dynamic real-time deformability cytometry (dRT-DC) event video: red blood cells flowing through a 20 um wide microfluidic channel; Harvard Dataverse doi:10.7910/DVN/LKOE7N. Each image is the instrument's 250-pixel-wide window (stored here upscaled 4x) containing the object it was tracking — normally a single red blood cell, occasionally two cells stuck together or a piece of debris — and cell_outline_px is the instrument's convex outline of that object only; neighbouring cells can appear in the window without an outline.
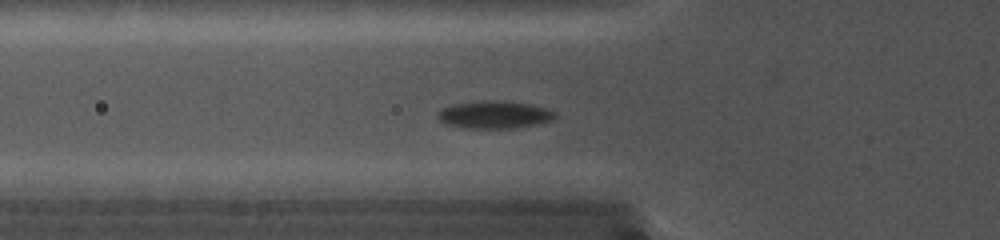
{"species": "common noctule bat (a hibernating species)", "species_latin": "Nyctalus noctula", "temperature_condition": "cold", "stored_images_in_passage": 43, "camera_frame_rate_fps": 5000, "um_per_image_px": 0.085, "animal": {"sex": "female", "body_mass_g": 19.0, "forearm_length_mm": 56.7}, "frame": {"image": 1, "passage_image": 8, "time_ms": 1.4, "image_size_px": [1000, 240], "cell_outline_px": [[556, 116], [552, 120], [536, 124], [512, 128], [464, 128], [444, 124], [436, 116], [436, 112], [440, 108], [452, 104], [484, 100], [500, 100], [528, 104], [544, 108], [556, 112]], "centroid_in_image_um": [41.94, 9.74], "position_along_channel_um": 83.9, "area_um2": 18.96}}
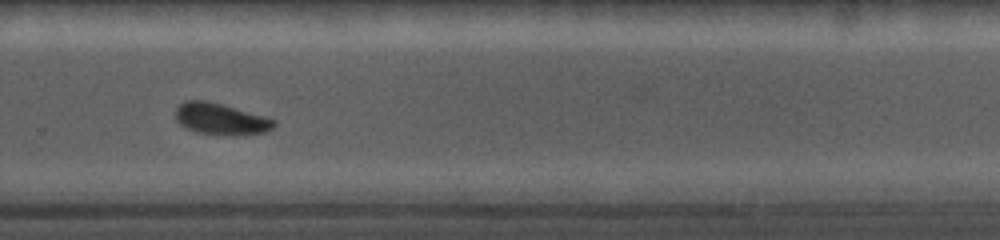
{"frame": {"image": 2, "passage_image": 26, "time_ms": 5.0, "image_size_px": [1000, 240], "cell_outline_px": [[276, 124], [268, 132], [232, 136], [196, 132], [184, 128], [176, 120], [176, 108], [184, 100], [208, 100], [264, 116], [276, 120]], "centroid_in_image_um": [18.76, 10.12], "position_along_channel_um": 311.0, "area_um2": 18.26}}
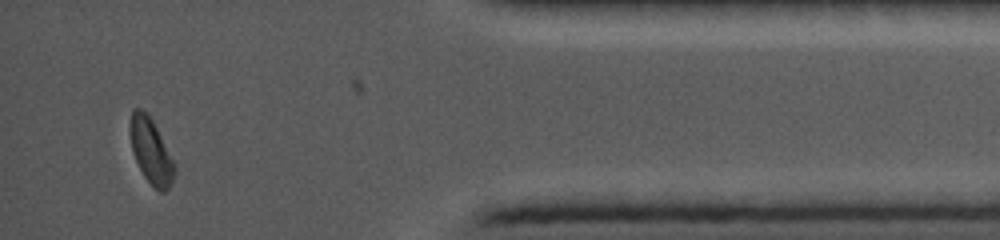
{"frame": {"image": 3, "passage_image": 39, "time_ms": 7.6, "image_size_px": [1000, 240], "cell_outline_px": [[176, 172], [172, 184], [164, 192], [160, 192], [144, 176], [136, 160], [132, 148], [128, 124], [132, 108], [140, 108], [152, 120], [176, 164]], "centroid_in_image_um": [12.84, 12.83], "position_along_channel_um": 422.4, "area_um2": 16.82}}